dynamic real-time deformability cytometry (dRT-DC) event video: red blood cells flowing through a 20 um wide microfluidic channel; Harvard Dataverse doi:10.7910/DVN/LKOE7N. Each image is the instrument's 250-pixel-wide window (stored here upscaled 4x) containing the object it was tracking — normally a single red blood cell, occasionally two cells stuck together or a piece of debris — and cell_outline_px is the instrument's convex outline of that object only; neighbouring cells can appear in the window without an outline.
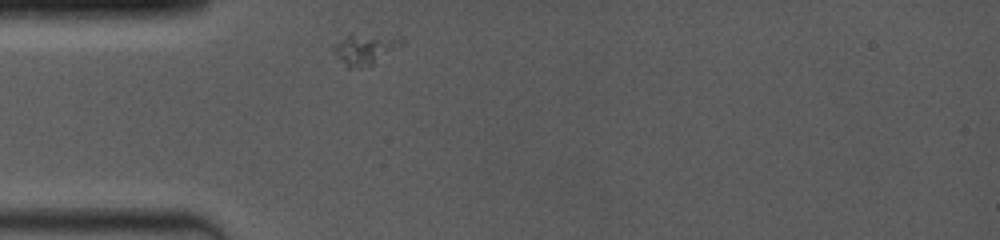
{"species": "common noctule bat (a hibernating species)", "species_latin": "Nyctalus noctula", "temperature_condition": "room temperature", "stored_images_in_passage": 24, "camera_frame_rate_fps": 4000, "um_per_image_px": 0.085, "animal": {"sex": "female", "body_mass_g": 19.0, "forearm_length_mm": 53.3}, "frame": {"image": 1, "passage_image": 1, "time_ms": 0.0, "image_size_px": [1000, 240], "cell_outline_px": [[404, 40], [400, 44], [372, 64], [360, 68], [348, 68], [328, 48], [348, 32]], "centroid_in_image_um": [30.8, 4.17], "position_along_channel_um": 54.2, "area_um2": 11.79}}
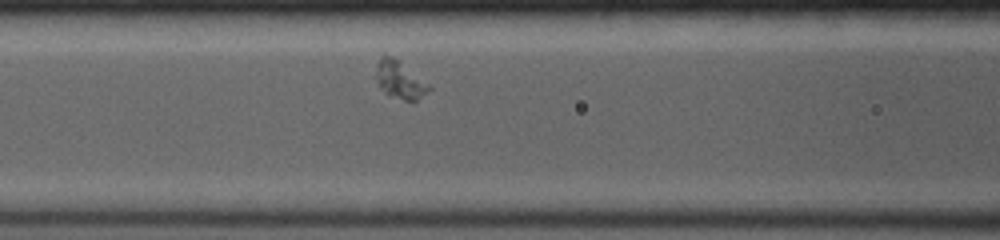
{"frame": {"image": 2, "passage_image": 11, "time_ms": 2.25, "image_size_px": [1000, 240], "cell_outline_px": [[432, 88], [428, 92], [416, 100], [404, 100], [388, 96], [384, 92], [376, 80], [376, 64], [384, 52], [392, 56], [428, 84]], "centroid_in_image_um": [33.94, 6.78], "position_along_channel_um": 132.7, "area_um2": 11.44}}
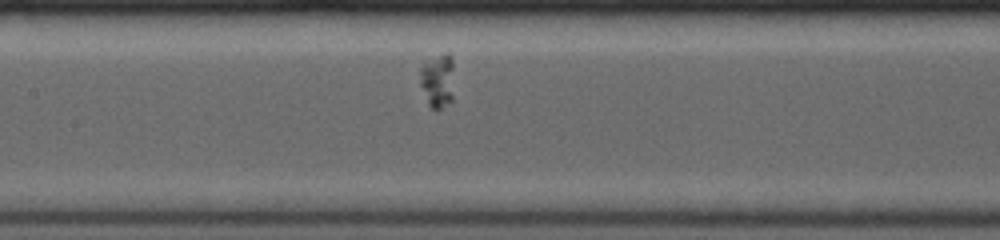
{"frame": {"image": 3, "passage_image": 15, "time_ms": 3.25, "image_size_px": [1000, 240], "cell_outline_px": [[452, 100], [436, 112], [428, 104], [420, 84], [420, 68], [424, 64], [448, 52], [452, 60]], "centroid_in_image_um": [37.19, 6.92], "position_along_channel_um": 170.2, "area_um2": 10.35}}